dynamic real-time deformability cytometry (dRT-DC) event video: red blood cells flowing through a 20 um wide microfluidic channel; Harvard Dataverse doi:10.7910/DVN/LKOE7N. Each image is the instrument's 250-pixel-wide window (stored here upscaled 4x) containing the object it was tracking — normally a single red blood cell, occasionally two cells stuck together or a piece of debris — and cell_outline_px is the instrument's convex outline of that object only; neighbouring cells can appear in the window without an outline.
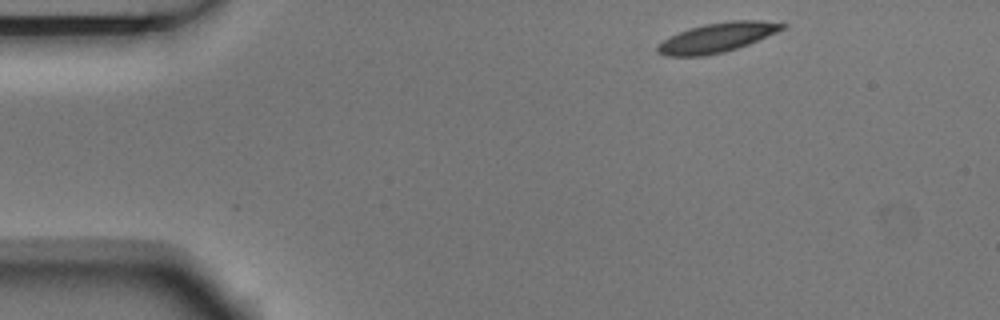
{"species": "Egyptian fruit bat (a non-hibernating species)", "species_latin": "Rousettus aegyptiacus", "temperature_condition": "room temperature", "stored_images_in_passage": 6, "camera_frame_rate_fps": 3000, "um_per_image_px": 0.085, "animal": {"sex": "male"}, "frame": {"image": 1, "passage_image": 1, "time_ms": 0.0, "image_size_px": [1000, 320], "cell_outline_px": [[788, 24], [784, 28], [776, 32], [748, 44], [724, 52], [704, 56], [664, 56], [656, 52], [656, 48], [664, 40], [688, 28], [704, 24], [732, 20], [760, 20]], "centroid_in_image_um": [60.94, 3.19], "position_along_channel_um": 24.1, "area_um2": 21.21}}
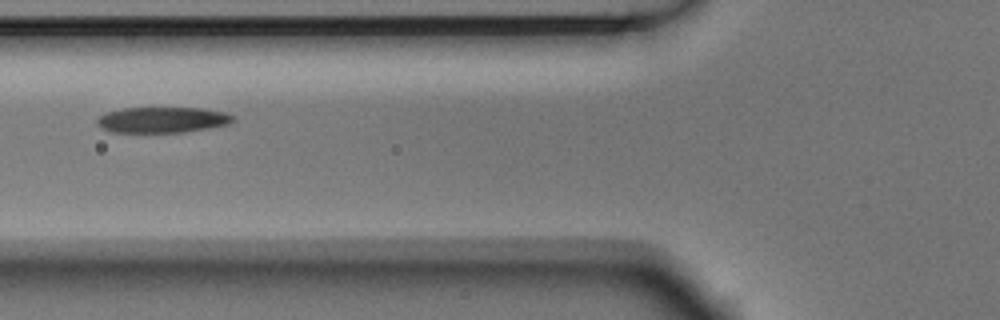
{"frame": {"image": 2, "passage_image": 4, "time_ms": 1.0, "image_size_px": [1000, 320], "cell_outline_px": [[236, 120], [228, 124], [208, 128], [184, 132], [112, 132], [100, 128], [96, 124], [96, 120], [104, 112], [120, 108], [204, 108], [224, 112], [232, 116]], "centroid_in_image_um": [13.75, 10.18], "position_along_channel_um": 112.0, "area_um2": 20.52}}
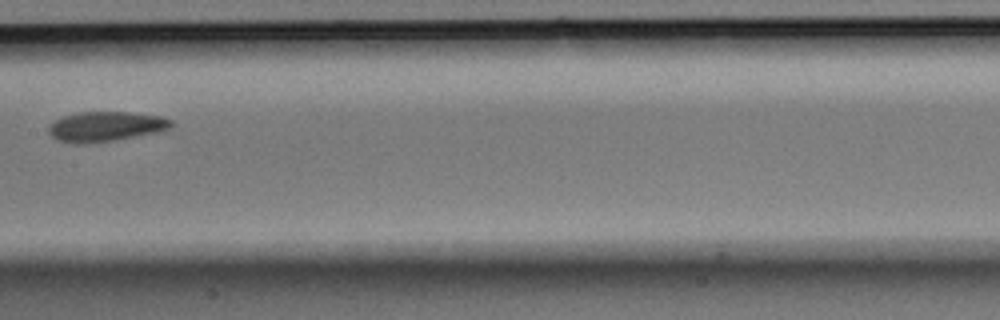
{"frame": {"image": 3, "passage_image": 6, "time_ms": 1.667, "image_size_px": [1000, 320], "cell_outline_px": [[172, 128], [160, 132], [88, 144], [76, 144], [56, 140], [48, 132], [48, 124], [64, 116], [76, 112], [128, 112], [160, 116], [172, 120]], "centroid_in_image_um": [8.96, 10.76], "position_along_channel_um": 198.4, "area_um2": 21.5}}